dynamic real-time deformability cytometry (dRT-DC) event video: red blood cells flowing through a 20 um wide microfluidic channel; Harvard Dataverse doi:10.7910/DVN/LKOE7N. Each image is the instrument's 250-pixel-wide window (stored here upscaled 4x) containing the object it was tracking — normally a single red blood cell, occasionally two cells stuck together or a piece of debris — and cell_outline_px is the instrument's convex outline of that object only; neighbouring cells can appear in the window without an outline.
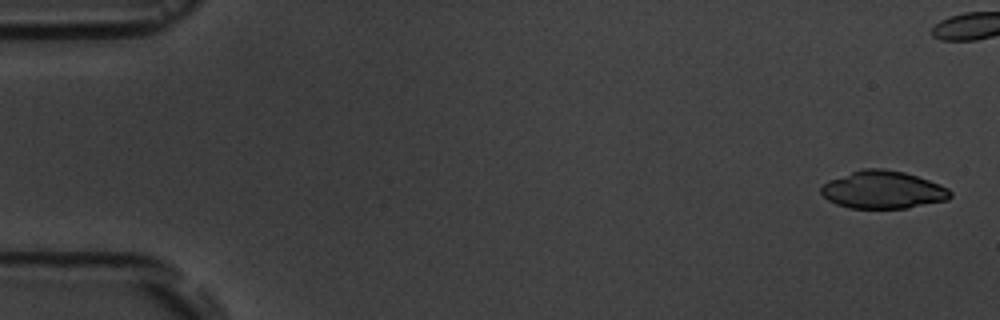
{"species": "common noctule bat (a hibernating species)", "species_latin": "Nyctalus noctula", "temperature_condition": "room temperature", "stored_images_in_passage": 6, "camera_frame_rate_fps": 3000, "um_per_image_px": 0.085, "animal": {"sex": "male", "body_mass_g": 19.5, "forearm_length_mm": 54.6}, "frame": {"image": 1, "passage_image": 1, "time_ms": 0.0, "image_size_px": [1000, 320], "cell_outline_px": [[952, 196], [948, 200], [908, 208], [848, 208], [836, 204], [828, 200], [820, 192], [820, 184], [828, 180], [860, 168], [884, 168], [904, 172], [940, 184], [948, 188], [952, 192]], "centroid_in_image_um": [75.03, 16.13], "position_along_channel_um": 10.0, "area_um2": 28.73}}
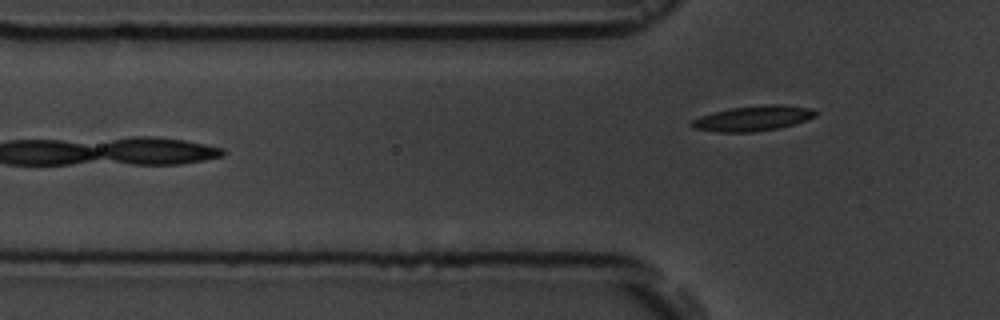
{"frame": {"image": 2, "passage_image": 6, "time_ms": 6.667, "image_size_px": [1000, 320], "cell_outline_px": [[820, 112], [816, 116], [780, 128], [752, 132], [720, 132], [692, 128], [688, 124], [688, 120], [700, 116], [732, 108], [764, 104], [784, 104], [812, 108]], "centroid_in_image_um": [64.0, 10.05], "position_along_channel_um": 61.8, "area_um2": 18.32}}